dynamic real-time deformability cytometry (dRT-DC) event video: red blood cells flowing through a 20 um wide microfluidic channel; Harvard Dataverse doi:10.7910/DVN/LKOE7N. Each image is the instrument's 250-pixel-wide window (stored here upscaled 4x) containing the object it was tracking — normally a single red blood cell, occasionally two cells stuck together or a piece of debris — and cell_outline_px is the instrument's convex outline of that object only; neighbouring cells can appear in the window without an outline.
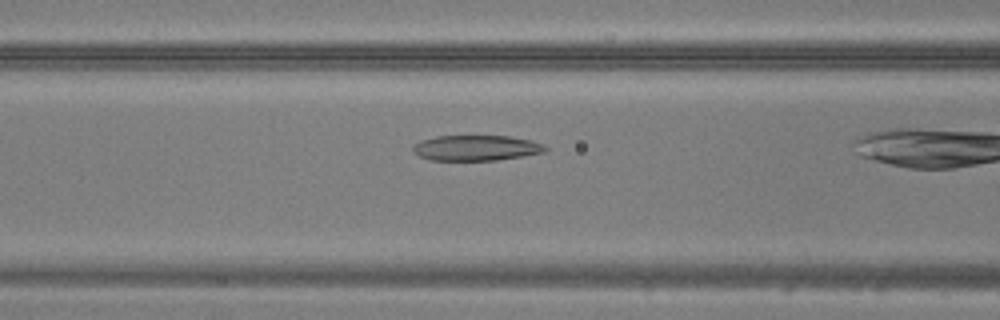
{"species": "common noctule bat (a hibernating species)", "species_latin": "Nyctalus noctula", "temperature_condition": "warm", "stored_images_in_passage": 10, "camera_frame_rate_fps": 3000, "um_per_image_px": 0.085, "animal": {"sex": "male", "body_mass_g": 20.5, "forearm_length_mm": 52.5}, "frame": {"image": 1, "passage_image": 5, "time_ms": 1.333, "image_size_px": [1000, 320], "cell_outline_px": [[548, 148], [544, 152], [524, 156], [496, 160], [432, 160], [420, 156], [412, 152], [412, 144], [420, 140], [436, 136], [508, 136], [532, 140], [544, 144]], "centroid_in_image_um": [40.46, 12.57], "position_along_channel_um": 126.1, "area_um2": 19.77}}
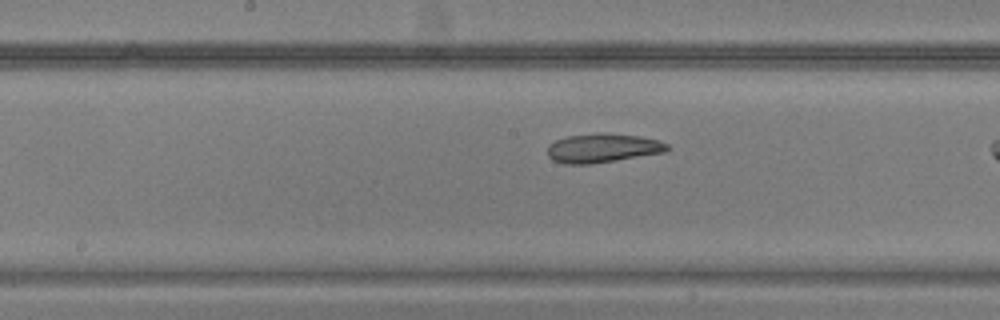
{"frame": {"image": 2, "passage_image": 10, "time_ms": 3.0, "image_size_px": [1000, 320], "cell_outline_px": [[672, 148], [664, 152], [616, 160], [588, 164], [564, 164], [552, 160], [548, 156], [548, 144], [556, 140], [568, 136], [596, 132], [608, 132], [640, 136], [660, 140], [668, 144]], "centroid_in_image_um": [51.24, 12.57], "position_along_channel_um": 197.0, "area_um2": 20.52}}